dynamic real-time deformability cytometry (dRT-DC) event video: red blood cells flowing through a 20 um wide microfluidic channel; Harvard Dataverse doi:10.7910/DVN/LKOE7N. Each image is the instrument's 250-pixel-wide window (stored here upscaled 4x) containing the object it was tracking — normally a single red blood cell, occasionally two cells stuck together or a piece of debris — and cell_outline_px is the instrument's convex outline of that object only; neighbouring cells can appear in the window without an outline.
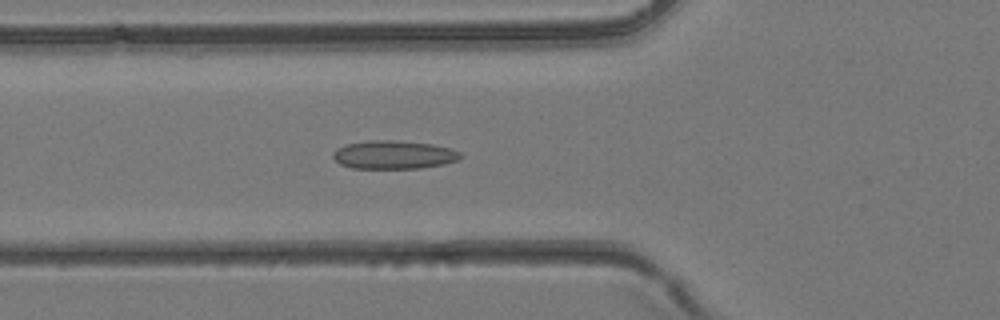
{"species": "common noctule bat (a hibernating species)", "species_latin": "Nyctalus noctula", "temperature_condition": "room temperature", "stored_images_in_passage": 30, "camera_frame_rate_fps": 3000, "um_per_image_px": 0.085, "animal": {"sex": "female", "body_mass_g": 24.6, "forearm_length_mm": 56.2}, "frame": {"image": 1, "passage_image": 5, "time_ms": 1.333, "image_size_px": [1000, 320], "cell_outline_px": [[464, 156], [456, 160], [444, 164], [420, 168], [352, 168], [340, 164], [332, 156], [332, 152], [336, 148], [344, 144], [368, 140], [392, 140], [432, 144], [448, 148], [460, 152]], "centroid_in_image_um": [33.43, 13.15], "position_along_channel_um": 92.4, "area_um2": 21.1}}
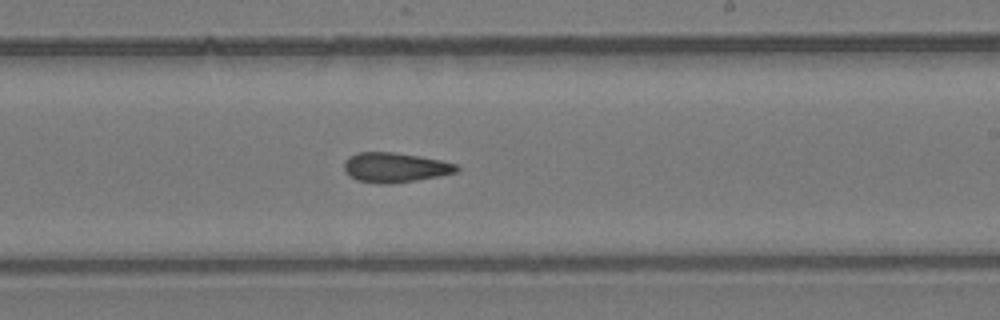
{"frame": {"image": 2, "passage_image": 15, "time_ms": 4.667, "image_size_px": [1000, 320], "cell_outline_px": [[460, 168], [456, 172], [440, 176], [416, 180], [388, 184], [380, 184], [356, 180], [348, 176], [344, 172], [344, 160], [348, 156], [356, 152], [392, 152], [420, 156], [440, 160], [456, 164]], "centroid_in_image_um": [33.53, 14.23], "position_along_channel_um": 255.5, "area_um2": 19.71}}
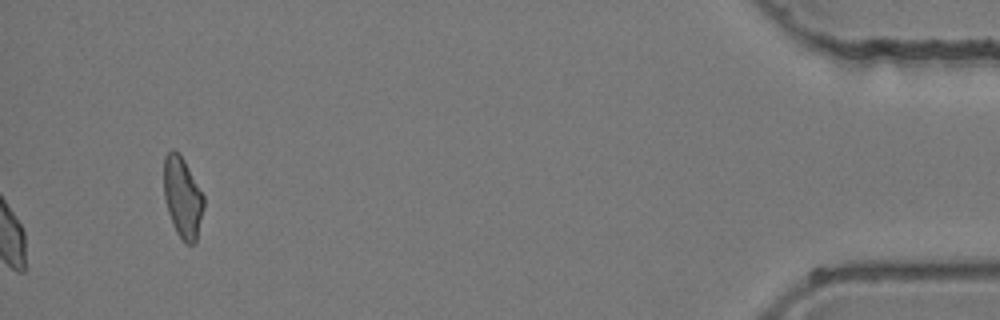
{"frame": {"image": 3, "passage_image": 30, "time_ms": 9.667, "image_size_px": [1000, 320], "cell_outline_px": [[204, 208], [196, 240], [192, 244], [188, 244], [176, 232], [172, 224], [168, 212], [164, 196], [164, 156], [172, 148], [180, 152], [204, 196]], "centroid_in_image_um": [15.51, 16.73], "position_along_channel_um": 419.7, "area_um2": 18.79}}